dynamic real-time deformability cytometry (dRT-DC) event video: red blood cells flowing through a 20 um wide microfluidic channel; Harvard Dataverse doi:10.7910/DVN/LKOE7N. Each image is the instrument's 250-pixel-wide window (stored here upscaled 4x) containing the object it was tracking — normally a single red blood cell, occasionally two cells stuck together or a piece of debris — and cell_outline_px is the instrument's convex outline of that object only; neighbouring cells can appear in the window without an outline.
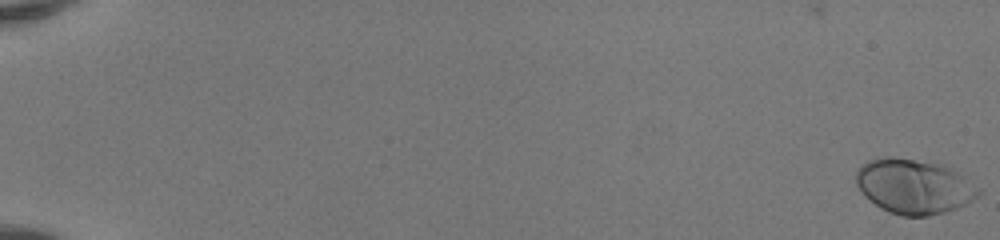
{"species": "human", "species_latin": "Homo sapiens", "temperature_condition": "room temperature", "stored_images_in_passage": 52, "camera_frame_rate_fps": 3000, "um_per_image_px": 0.085, "donor": {"sex": "female"}, "frame": {"image": 1, "passage_image": 1, "time_ms": 0.0, "image_size_px": [1000, 240], "cell_outline_px": [[980, 192], [972, 200], [956, 208], [944, 212], [928, 216], [900, 216], [888, 212], [880, 208], [864, 196], [856, 184], [856, 168], [868, 160], [884, 156], [892, 156], [936, 164], [948, 168], [964, 176], [980, 188]], "centroid_in_image_um": [77.63, 15.85], "position_along_channel_um": 7.4, "area_um2": 38.9}}
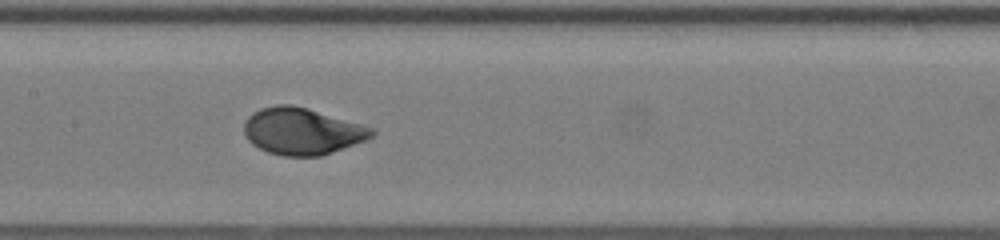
{"frame": {"image": 2, "passage_image": 29, "time_ms": 9.333, "image_size_px": [1000, 240], "cell_outline_px": [[376, 132], [372, 136], [364, 140], [332, 152], [320, 156], [284, 156], [268, 152], [252, 144], [244, 136], [244, 124], [248, 116], [252, 112], [260, 108], [276, 104], [292, 104], [360, 124], [372, 128]], "centroid_in_image_um": [25.61, 11.15], "position_along_channel_um": 181.8, "area_um2": 34.45}}
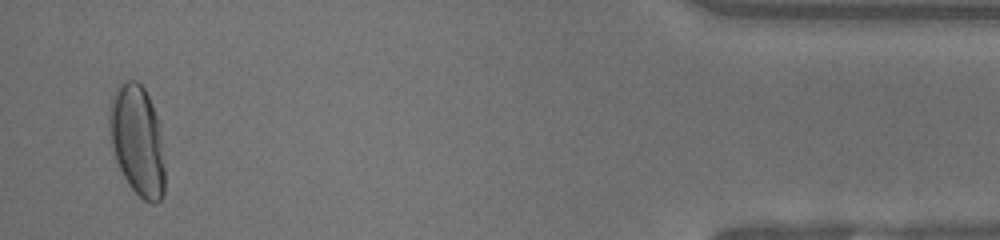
{"frame": {"image": 3, "passage_image": 51, "time_ms": 16.667, "image_size_px": [1000, 240], "cell_outline_px": [[164, 192], [160, 200], [156, 204], [152, 204], [144, 200], [128, 184], [116, 160], [112, 148], [108, 120], [108, 116], [112, 96], [116, 88], [124, 80], [136, 80], [144, 88], [152, 104], [156, 116], [164, 168]], "centroid_in_image_um": [11.64, 11.94], "position_along_channel_um": 423.6, "area_um2": 35.2}, "authors_computed_cell_mechanics": {"area_um2": 34.6222, "velocity_mm_per_s": 4.1541, "shape_relaxation_time_tau1_ms": 2.7651, "shape_relaxation_time_tau2_ms": null, "deformation_change_tau1": 0.1771, "deformation_change_tau2": null}}